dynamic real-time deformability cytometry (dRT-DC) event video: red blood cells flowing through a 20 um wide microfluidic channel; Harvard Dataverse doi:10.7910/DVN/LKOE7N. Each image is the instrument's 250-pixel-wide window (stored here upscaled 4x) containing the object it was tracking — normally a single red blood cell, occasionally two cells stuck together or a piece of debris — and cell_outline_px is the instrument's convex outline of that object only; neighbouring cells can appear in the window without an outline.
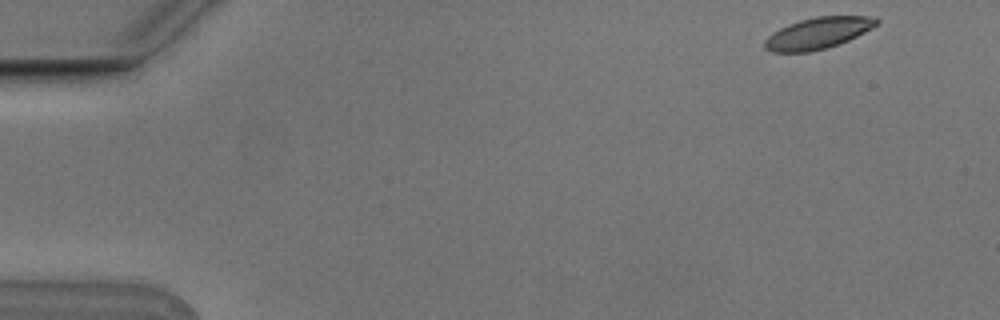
{"species": "Egyptian fruit bat (a non-hibernating species)", "species_latin": "Rousettus aegyptiacus", "temperature_condition": "cold", "stored_images_in_passage": 7, "camera_frame_rate_fps": 3000, "um_per_image_px": 0.085, "animal": {"sex": "male"}, "frame": {"image": 1, "passage_image": 1, "time_ms": 0.0, "image_size_px": [1000, 320], "cell_outline_px": [[880, 24], [848, 40], [828, 48], [812, 52], [772, 52], [764, 48], [764, 40], [772, 32], [788, 24], [800, 20], [816, 16], [876, 16], [880, 20]], "centroid_in_image_um": [69.54, 2.82], "position_along_channel_um": 15.5, "area_um2": 20.69}}